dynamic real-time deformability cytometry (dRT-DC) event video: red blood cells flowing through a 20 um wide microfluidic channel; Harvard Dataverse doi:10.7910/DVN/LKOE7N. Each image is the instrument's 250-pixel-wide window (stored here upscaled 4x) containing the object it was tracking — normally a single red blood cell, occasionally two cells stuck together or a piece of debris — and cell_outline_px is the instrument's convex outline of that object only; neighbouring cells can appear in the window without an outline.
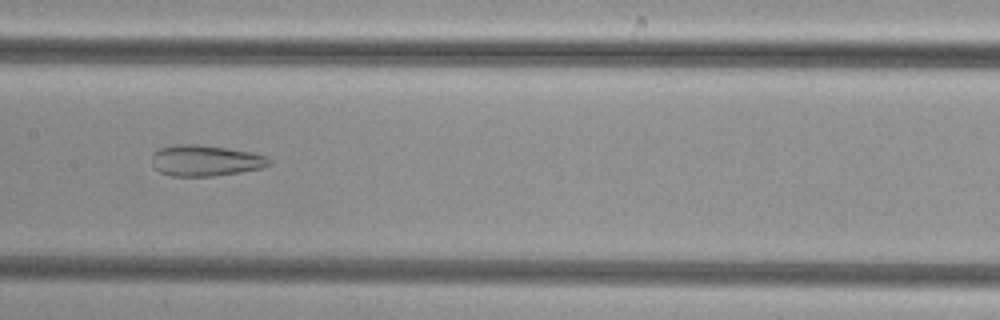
{"species": "common noctule bat (a hibernating species)", "species_latin": "Nyctalus noctula", "temperature_condition": "cold", "stored_images_in_passage": 51, "camera_frame_rate_fps": 3000, "um_per_image_px": 0.085, "animal": {"sex": "female", "body_mass_g": 29.2, "forearm_length_mm": 56.3}, "frame": {"image": 1, "passage_image": 26, "time_ms": 8.333, "image_size_px": [1000, 320], "cell_outline_px": [[272, 160], [268, 164], [260, 168], [240, 172], [212, 176], [172, 176], [160, 172], [152, 164], [152, 156], [160, 148], [176, 144], [196, 144], [228, 148], [252, 152], [268, 156]], "centroid_in_image_um": [17.47, 13.64], "position_along_channel_um": 189.9, "area_um2": 21.1}}
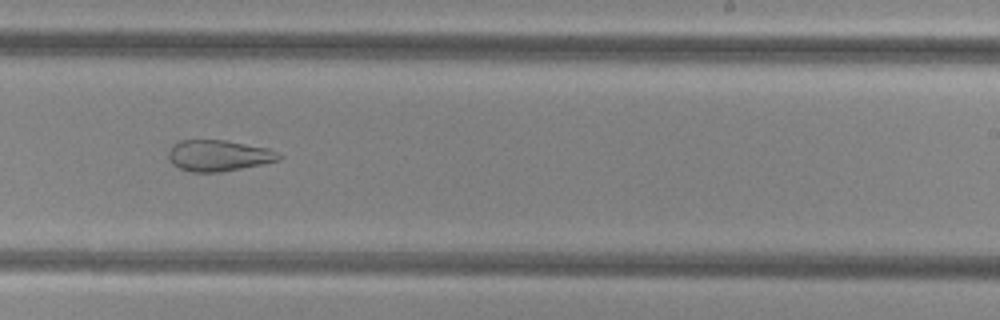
{"frame": {"image": 2, "passage_image": 32, "time_ms": 10.333, "image_size_px": [1000, 320], "cell_outline_px": [[284, 156], [280, 160], [220, 172], [192, 172], [180, 168], [172, 164], [168, 160], [168, 152], [172, 144], [180, 140], [224, 140], [268, 148]], "centroid_in_image_um": [18.54, 13.22], "position_along_channel_um": 270.5, "area_um2": 20.0}}
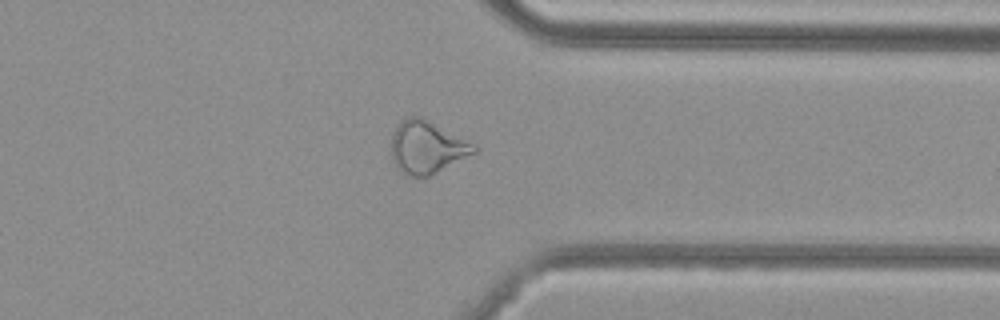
{"frame": {"image": 3, "passage_image": 40, "time_ms": 13.0, "image_size_px": [1000, 320], "cell_outline_px": [[480, 148], [476, 152], [428, 176], [408, 176], [400, 172], [396, 168], [392, 160], [388, 144], [396, 124], [400, 120], [408, 116], [424, 116], [476, 144]], "centroid_in_image_um": [36.24, 12.47], "position_along_channel_um": 375.2, "area_um2": 26.18}}